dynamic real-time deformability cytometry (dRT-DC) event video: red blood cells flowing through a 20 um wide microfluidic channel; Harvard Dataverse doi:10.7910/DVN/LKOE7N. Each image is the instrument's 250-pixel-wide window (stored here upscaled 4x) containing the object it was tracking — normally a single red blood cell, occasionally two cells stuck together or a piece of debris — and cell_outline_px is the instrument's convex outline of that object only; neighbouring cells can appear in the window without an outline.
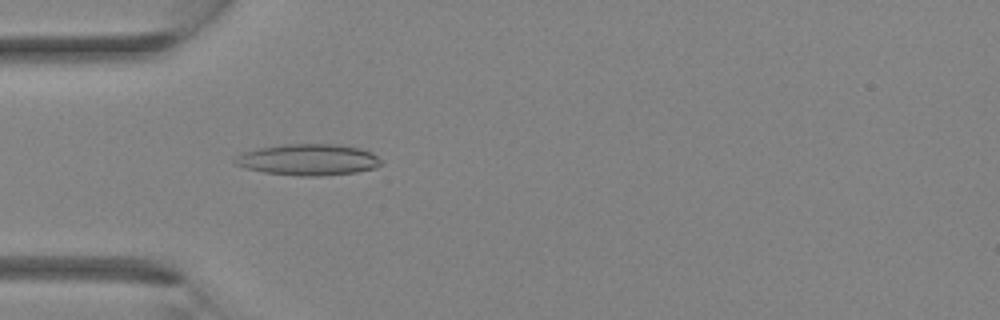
{"species": "Egyptian fruit bat (a non-hibernating species)", "species_latin": "Rousettus aegyptiacus", "temperature_condition": "room temperature", "stored_images_in_passage": 26, "camera_frame_rate_fps": 3000, "um_per_image_px": 0.085, "animal": {"sex": "female"}, "frame": {"image": 1, "passage_image": 3, "time_ms": 0.667, "image_size_px": [1000, 320], "cell_outline_px": [[380, 164], [376, 168], [356, 172], [320, 176], [300, 176], [264, 172], [248, 168], [236, 164], [232, 160], [236, 156], [244, 152], [260, 148], [284, 144], [332, 144], [360, 148], [372, 152], [380, 160]], "centroid_in_image_um": [26.21, 13.57], "position_along_channel_um": 58.8, "area_um2": 26.41}}
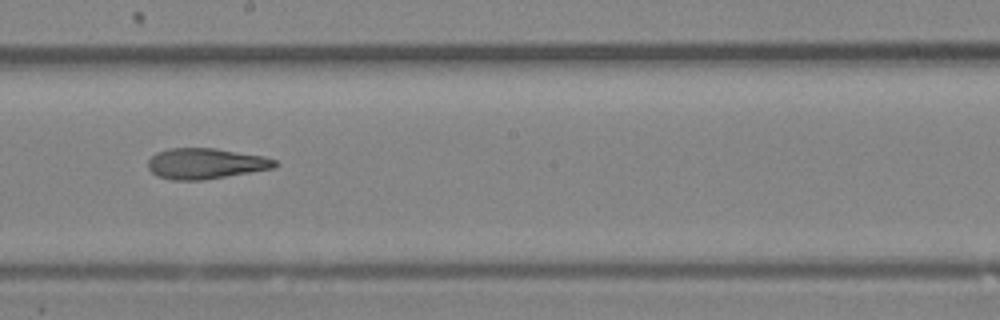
{"frame": {"image": 2, "passage_image": 12, "time_ms": 3.667, "image_size_px": [1000, 320], "cell_outline_px": [[276, 164], [272, 168], [204, 180], [172, 180], [156, 176], [148, 168], [148, 160], [156, 152], [172, 148], [216, 148], [264, 156], [276, 160]], "centroid_in_image_um": [17.43, 13.9], "position_along_channel_um": 230.8, "area_um2": 22.6}}
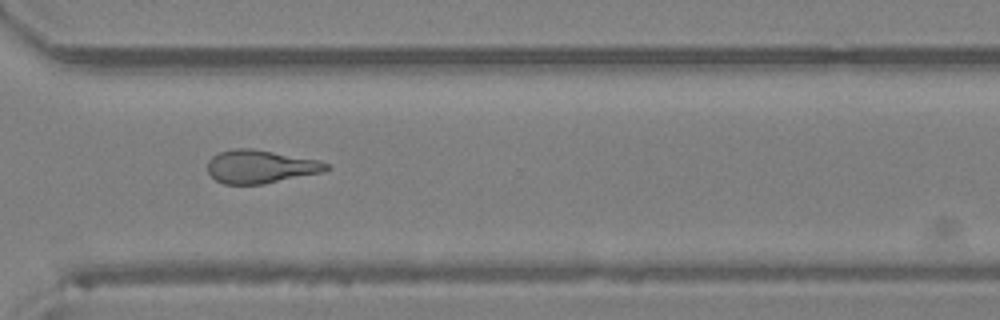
{"frame": {"image": 3, "passage_image": 18, "time_ms": 5.667, "image_size_px": [1000, 320], "cell_outline_px": [[328, 168], [324, 172], [264, 184], [224, 184], [216, 180], [208, 172], [208, 160], [212, 156], [220, 152], [232, 148], [252, 148], [320, 160], [328, 164]], "centroid_in_image_um": [22.14, 14.16], "position_along_channel_um": 348.5, "area_um2": 23.06}}